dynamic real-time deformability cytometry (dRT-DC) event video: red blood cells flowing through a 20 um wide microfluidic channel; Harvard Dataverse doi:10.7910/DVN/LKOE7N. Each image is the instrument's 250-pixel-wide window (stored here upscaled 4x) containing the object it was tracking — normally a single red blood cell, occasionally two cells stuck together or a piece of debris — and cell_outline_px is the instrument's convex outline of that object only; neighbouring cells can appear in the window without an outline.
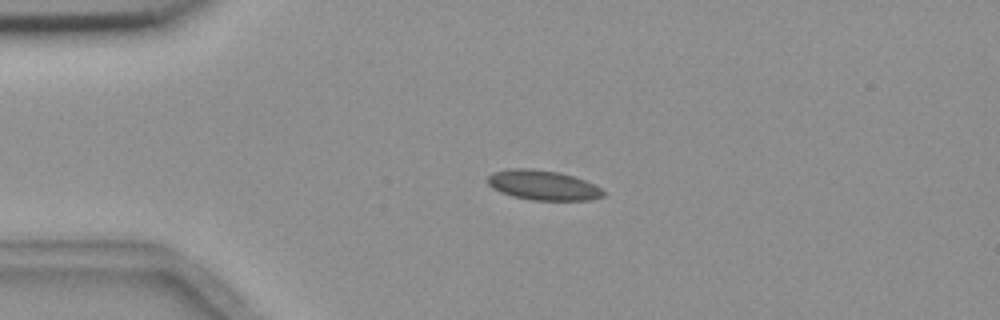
{"species": "common noctule bat (a hibernating species)", "species_latin": "Nyctalus noctula", "temperature_condition": "room temperature", "stored_images_in_passage": 4, "camera_frame_rate_fps": 3000, "um_per_image_px": 0.085, "animal": {"sex": "female", "body_mass_g": 18.4}, "frame": {"image": 1, "passage_image": 2, "time_ms": 0.667, "image_size_px": [1000, 320], "cell_outline_px": [[604, 196], [592, 200], [532, 200], [512, 196], [500, 192], [492, 188], [484, 180], [492, 172], [512, 168], [528, 168], [556, 172], [572, 176], [596, 184], [604, 192]], "centroid_in_image_um": [46.12, 15.74], "position_along_channel_um": 38.9, "area_um2": 20.17}}